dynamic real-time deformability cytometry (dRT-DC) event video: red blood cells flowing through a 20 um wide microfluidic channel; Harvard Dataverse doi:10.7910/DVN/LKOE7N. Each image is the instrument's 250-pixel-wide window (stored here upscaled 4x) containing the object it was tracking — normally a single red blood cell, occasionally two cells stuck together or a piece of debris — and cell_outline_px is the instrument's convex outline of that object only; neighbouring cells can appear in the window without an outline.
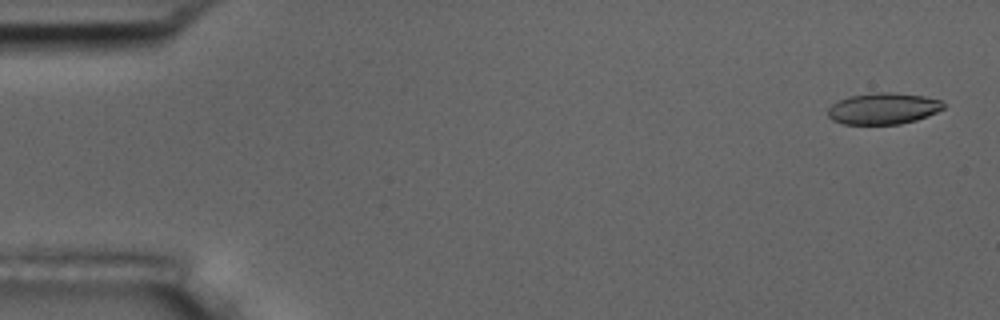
{"species": "common noctule bat (a hibernating species)", "species_latin": "Nyctalus noctula", "temperature_condition": "room temperature", "stored_images_in_passage": 5, "camera_frame_rate_fps": 3000, "um_per_image_px": 0.085, "animal": {"sex": "male", "body_mass_g": 17.5, "forearm_length_mm": 52.3}, "frame": {"image": 1, "passage_image": 1, "time_ms": 0.0, "image_size_px": [1000, 320], "cell_outline_px": [[944, 108], [928, 116], [916, 120], [900, 124], [844, 124], [832, 120], [828, 116], [828, 108], [832, 104], [848, 96], [876, 92], [892, 92], [924, 96], [940, 100], [944, 104]], "centroid_in_image_um": [75.07, 9.22], "position_along_channel_um": 9.9, "area_um2": 21.15}}